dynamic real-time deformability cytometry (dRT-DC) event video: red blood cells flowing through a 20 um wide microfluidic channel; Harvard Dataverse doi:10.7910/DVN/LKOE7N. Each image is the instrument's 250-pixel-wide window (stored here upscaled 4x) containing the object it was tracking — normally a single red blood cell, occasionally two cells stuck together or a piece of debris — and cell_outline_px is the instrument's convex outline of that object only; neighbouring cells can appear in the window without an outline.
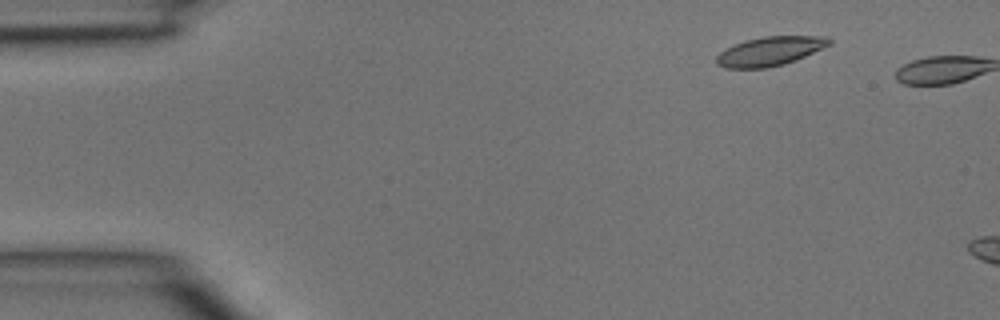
{"species": "common noctule bat (a hibernating species)", "species_latin": "Nyctalus noctula", "temperature_condition": "room temperature", "stored_images_in_passage": 2, "camera_frame_rate_fps": 3000, "um_per_image_px": 0.085, "animal": {"sex": "male", "body_mass_g": 15.6}, "frame": {"image": 1, "passage_image": 1, "time_ms": 0.0, "image_size_px": [1000, 320], "cell_outline_px": [[832, 44], [796, 60], [784, 64], [768, 68], [724, 68], [716, 64], [716, 56], [720, 52], [744, 40], [764, 36], [828, 36], [832, 40]], "centroid_in_image_um": [65.47, 4.35], "position_along_channel_um": 19.5, "area_um2": 19.19}}